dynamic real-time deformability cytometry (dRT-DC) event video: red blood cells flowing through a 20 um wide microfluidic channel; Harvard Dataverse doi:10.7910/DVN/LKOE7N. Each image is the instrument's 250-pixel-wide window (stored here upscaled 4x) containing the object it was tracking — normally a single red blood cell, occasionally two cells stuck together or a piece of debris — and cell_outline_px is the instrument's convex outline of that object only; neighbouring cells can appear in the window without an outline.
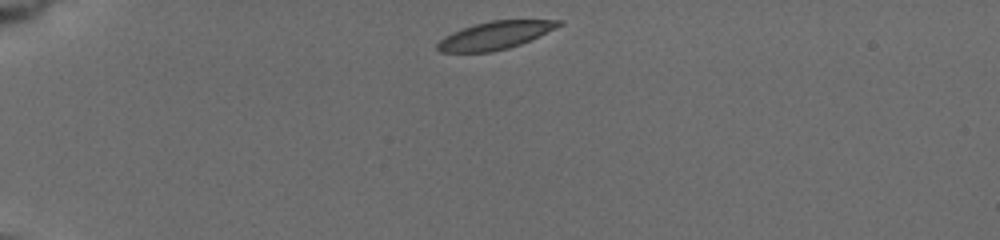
{"species": "common noctule bat (a hibernating species)", "species_latin": "Nyctalus noctula", "temperature_condition": "cold", "stored_images_in_passage": 41, "camera_frame_rate_fps": 3000, "um_per_image_px": 0.085, "animal": {"sex": "female", "body_mass_g": 19.5, "forearm_length_mm": 54.1}, "frame": {"image": 1, "passage_image": 1, "time_ms": 0.0, "image_size_px": [1000, 240], "cell_outline_px": [[564, 24], [520, 44], [508, 48], [492, 52], [440, 52], [436, 48], [436, 44], [444, 36], [452, 32], [476, 24], [492, 20], [564, 20]], "centroid_in_image_um": [42.07, 3.01], "position_along_channel_um": 42.9, "area_um2": 19.48}}
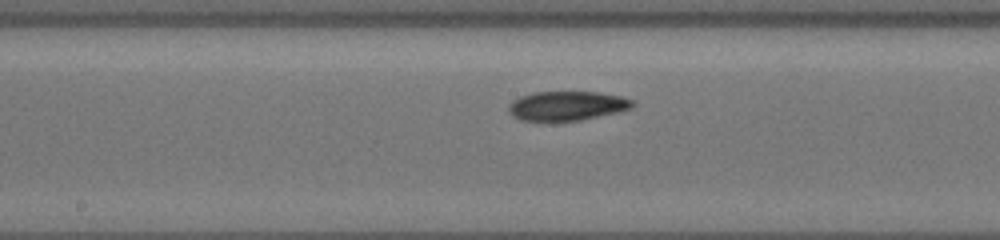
{"frame": {"image": 2, "passage_image": 19, "time_ms": 5.667, "image_size_px": [1000, 240], "cell_outline_px": [[636, 104], [632, 108], [616, 112], [580, 120], [520, 120], [508, 108], [520, 96], [532, 92], [600, 92], [620, 96], [632, 100]], "centroid_in_image_um": [48.26, 8.97], "position_along_channel_um": 199.9, "area_um2": 20.63}}
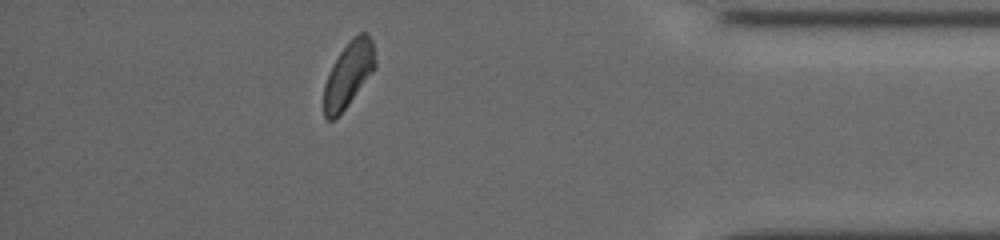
{"frame": {"image": 3, "passage_image": 36, "time_ms": 12.0, "image_size_px": [1000, 240], "cell_outline_px": [[376, 68], [348, 104], [332, 120], [328, 120], [324, 116], [324, 84], [332, 64], [340, 52], [352, 36], [360, 32], [368, 32], [372, 40], [376, 60]], "centroid_in_image_um": [29.64, 6.26], "position_along_channel_um": 405.6, "area_um2": 19.48}, "authors_computed_cell_mechanics": {"area_um2": 20.6924, "velocity_mm_per_s": 3.7008, "shape_relaxation_time_tau1_ms": 4.6524, "shape_relaxation_time_tau2_ms": 3.8576, "deformation_change_tau1": 0.0982, "deformation_change_tau2": 0.0812}}